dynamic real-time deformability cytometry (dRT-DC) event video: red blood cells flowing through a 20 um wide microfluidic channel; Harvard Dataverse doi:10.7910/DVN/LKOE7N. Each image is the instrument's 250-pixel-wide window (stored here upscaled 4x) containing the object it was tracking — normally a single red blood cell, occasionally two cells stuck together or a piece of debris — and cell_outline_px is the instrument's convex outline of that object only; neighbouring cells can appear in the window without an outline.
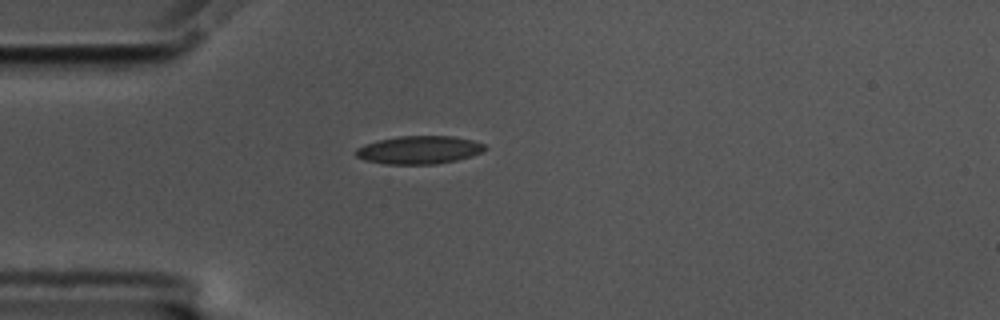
{"species": "common noctule bat (a hibernating species)", "species_latin": "Nyctalus noctula", "temperature_condition": "cold", "stored_images_in_passage": 43, "camera_frame_rate_fps": 3000, "um_per_image_px": 0.085, "animal": {"sex": "male", "body_mass_g": 17.5, "forearm_length_mm": 52.3}, "frame": {"image": 1, "passage_image": 1, "time_ms": 0.0, "image_size_px": [1000, 320], "cell_outline_px": [[488, 148], [472, 156], [456, 160], [436, 164], [384, 164], [364, 160], [356, 156], [352, 152], [356, 148], [364, 144], [380, 140], [400, 136], [452, 136], [472, 140], [484, 144]], "centroid_in_image_um": [35.59, 12.75], "position_along_channel_um": 49.4, "area_um2": 21.15}}
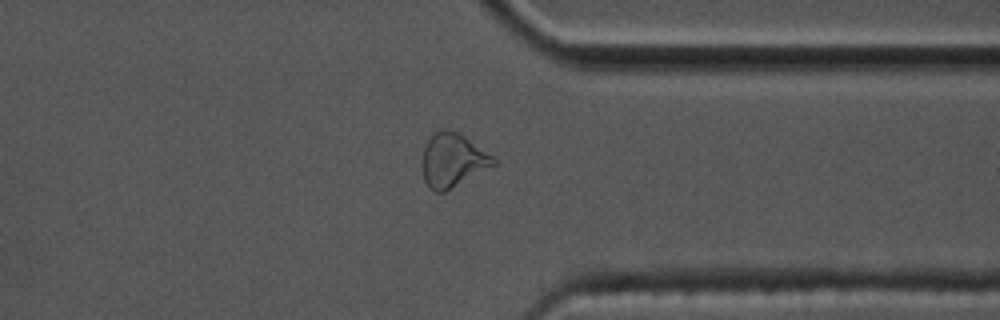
{"frame": {"image": 2, "passage_image": 30, "time_ms": 9.667, "image_size_px": [1000, 320], "cell_outline_px": [[496, 164], [444, 192], [436, 192], [424, 180], [420, 164], [424, 148], [428, 140], [440, 128], [448, 128], [464, 136], [492, 156], [496, 160]], "centroid_in_image_um": [38.43, 13.61], "position_along_channel_um": 373.0, "area_um2": 22.02}}
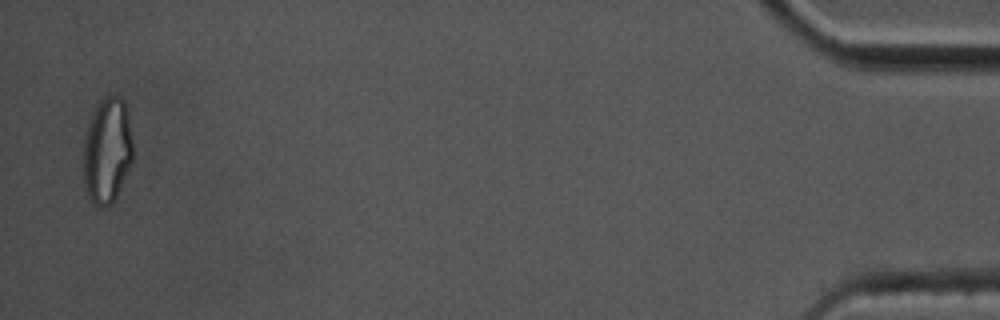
{"frame": {"image": 3, "passage_image": 42, "time_ms": 13.667, "image_size_px": [1000, 320], "cell_outline_px": [[132, 164], [116, 196], [108, 204], [96, 204], [88, 196], [84, 180], [84, 144], [88, 128], [92, 116], [100, 100], [104, 96], [120, 96], [124, 100], [128, 112], [132, 140]], "centroid_in_image_um": [9.14, 12.75], "position_along_channel_um": 426.1, "area_um2": 29.88}, "authors_computed_cell_mechanics": {"area_um2": 20.519, "velocity_mm_per_s": 3.4888, "shape_relaxation_time_tau1_ms": 4.675, "shape_relaxation_time_tau2_ms": 2.0237, "deformation_change_tau1": 0.1545, "deformation_change_tau2": 0.0942}}